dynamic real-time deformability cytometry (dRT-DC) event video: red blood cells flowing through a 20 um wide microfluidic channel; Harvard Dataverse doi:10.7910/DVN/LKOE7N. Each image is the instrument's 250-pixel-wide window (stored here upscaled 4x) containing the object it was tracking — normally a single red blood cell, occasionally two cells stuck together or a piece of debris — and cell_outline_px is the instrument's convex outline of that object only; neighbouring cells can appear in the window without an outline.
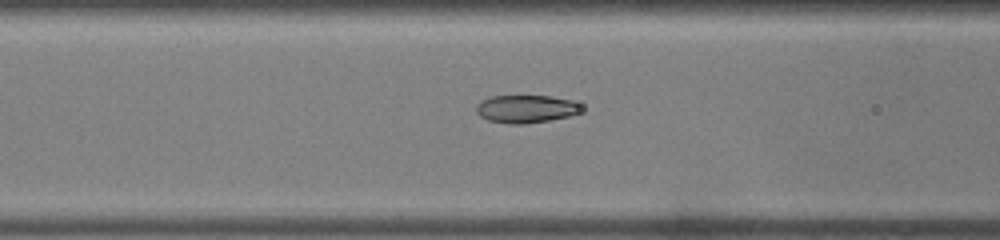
{"species": "common noctule bat (a hibernating species)", "species_latin": "Nyctalus noctula", "temperature_condition": "warm", "stored_images_in_passage": 36, "camera_frame_rate_fps": 3000, "um_per_image_px": 0.085, "animal": {"sex": "male", "body_mass_g": 19.0, "forearm_length_mm": 50.8}, "frame": {"image": 1, "passage_image": 5, "time_ms": 1.333, "image_size_px": [1000, 240], "cell_outline_px": [[584, 112], [568, 116], [548, 120], [524, 124], [508, 124], [488, 120], [480, 116], [476, 112], [476, 104], [480, 100], [492, 96], [548, 96], [572, 100], [580, 104]], "centroid_in_image_um": [44.7, 9.25], "position_along_channel_um": 121.9, "area_um2": 17.17}}
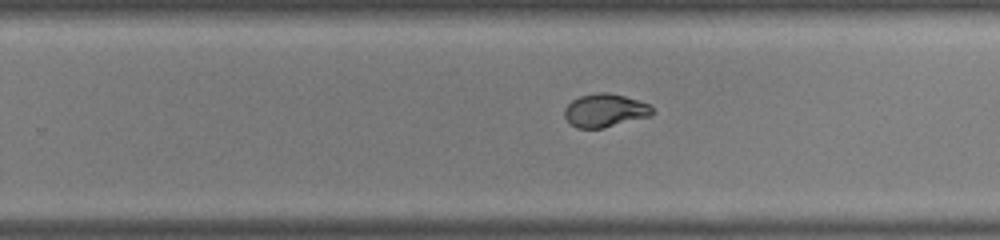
{"frame": {"image": 2, "passage_image": 17, "time_ms": 5.333, "image_size_px": [1000, 240], "cell_outline_px": [[656, 112], [652, 116], [604, 128], [576, 128], [568, 124], [564, 116], [564, 108], [572, 100], [580, 96], [596, 92], [608, 92], [624, 96], [648, 104]], "centroid_in_image_um": [51.41, 9.4], "position_along_channel_um": 278.4, "area_um2": 17.28}}
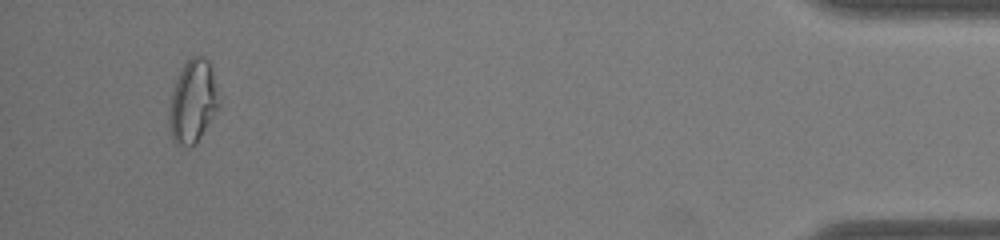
{"frame": {"image": 3, "passage_image": 33, "time_ms": 10.667, "image_size_px": [1000, 240], "cell_outline_px": [[220, 104], [196, 144], [188, 148], [176, 144], [172, 140], [168, 124], [168, 112], [172, 92], [176, 80], [188, 56], [204, 56], [208, 60], [212, 68]], "centroid_in_image_um": [16.37, 8.64], "position_along_channel_um": 418.8, "area_um2": 24.22}}